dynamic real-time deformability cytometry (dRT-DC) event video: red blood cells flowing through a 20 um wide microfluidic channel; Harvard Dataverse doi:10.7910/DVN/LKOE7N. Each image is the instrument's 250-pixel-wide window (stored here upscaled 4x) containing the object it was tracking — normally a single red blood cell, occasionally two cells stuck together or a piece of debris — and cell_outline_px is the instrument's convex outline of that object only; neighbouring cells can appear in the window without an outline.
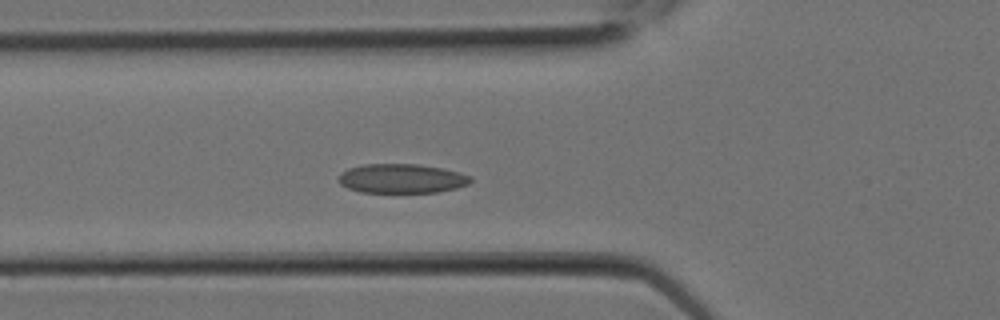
{"species": "Egyptian fruit bat (a non-hibernating species)", "species_latin": "Rousettus aegyptiacus", "temperature_condition": "room temperature", "stored_images_in_passage": 6, "camera_frame_rate_fps": 3000, "um_per_image_px": 0.085, "animal": {"sex": "female"}, "frame": {"image": 1, "passage_image": 6, "time_ms": 1.667, "image_size_px": [1000, 320], "cell_outline_px": [[472, 180], [468, 184], [456, 188], [436, 192], [360, 192], [348, 188], [340, 184], [336, 180], [336, 176], [340, 172], [348, 168], [364, 164], [420, 164], [444, 168], [460, 172], [472, 176]], "centroid_in_image_um": [34.11, 15.16], "position_along_channel_um": 91.7, "area_um2": 22.83}}